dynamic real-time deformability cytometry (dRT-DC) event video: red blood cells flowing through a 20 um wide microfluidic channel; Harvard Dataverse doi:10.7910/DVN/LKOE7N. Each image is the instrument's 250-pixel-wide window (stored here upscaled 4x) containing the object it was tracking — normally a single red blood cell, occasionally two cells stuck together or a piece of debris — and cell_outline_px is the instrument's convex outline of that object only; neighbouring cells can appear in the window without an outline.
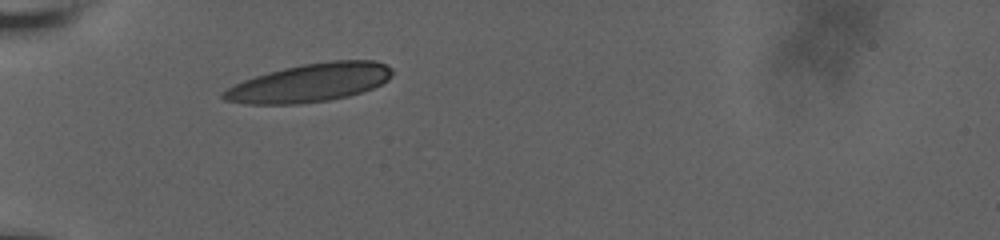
{"species": "human", "species_latin": "Homo sapiens", "temperature_condition": "room temperature", "stored_images_in_passage": 12, "camera_frame_rate_fps": 3000, "um_per_image_px": 0.085, "donor": {"sex": "male"}, "frame": {"image": 1, "passage_image": 1, "time_ms": 0.0, "image_size_px": [1000, 240], "cell_outline_px": [[392, 76], [388, 80], [372, 88], [348, 96], [328, 100], [300, 104], [248, 104], [224, 100], [220, 96], [220, 92], [244, 80], [268, 72], [284, 68], [304, 64], [332, 60], [376, 60], [392, 68]], "centroid_in_image_um": [26.33, 7.04], "position_along_channel_um": 58.7, "area_um2": 37.57}}
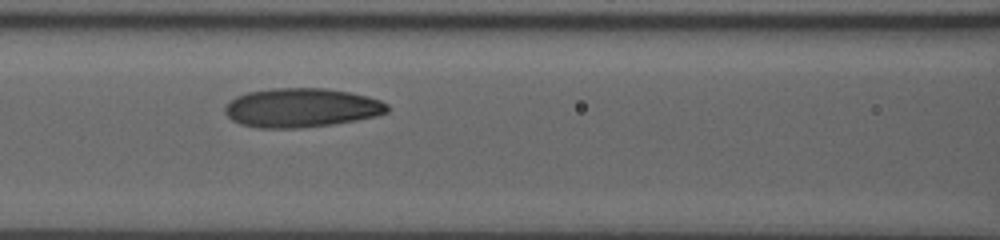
{"frame": {"image": 2, "passage_image": 7, "time_ms": 2.667, "image_size_px": [1000, 240], "cell_outline_px": [[388, 112], [376, 116], [356, 120], [332, 124], [300, 128], [256, 128], [240, 124], [232, 120], [224, 112], [224, 108], [236, 96], [248, 92], [272, 88], [324, 88], [348, 92], [368, 96], [380, 100], [388, 104]], "centroid_in_image_um": [25.62, 9.16], "position_along_channel_um": 141.0, "area_um2": 36.99}}
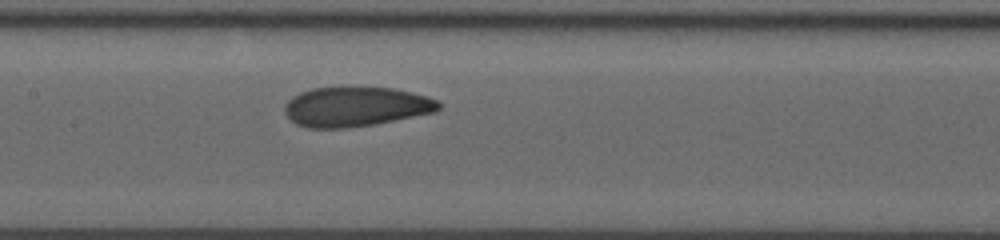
{"frame": {"image": 3, "passage_image": 11, "time_ms": 3.667, "image_size_px": [1000, 240], "cell_outline_px": [[440, 108], [436, 112], [372, 124], [348, 128], [308, 128], [296, 124], [284, 112], [284, 104], [292, 96], [300, 92], [312, 88], [396, 88], [412, 92], [436, 100], [440, 104]], "centroid_in_image_um": [30.2, 9.07], "position_along_channel_um": 177.2, "area_um2": 35.32}}